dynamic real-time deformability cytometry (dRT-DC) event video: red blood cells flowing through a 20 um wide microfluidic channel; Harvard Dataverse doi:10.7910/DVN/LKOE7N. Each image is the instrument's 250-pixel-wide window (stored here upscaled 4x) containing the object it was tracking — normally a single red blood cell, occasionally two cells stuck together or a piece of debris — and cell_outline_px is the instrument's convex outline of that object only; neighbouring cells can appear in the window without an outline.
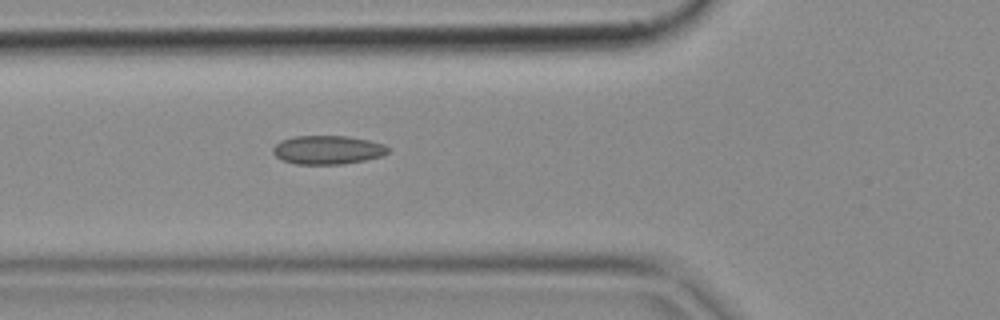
{"species": "common noctule bat (a hibernating species)", "species_latin": "Nyctalus noctula", "temperature_condition": "cold", "stored_images_in_passage": 6, "camera_frame_rate_fps": 3000, "um_per_image_px": 0.085, "animal": {"sex": "female", "body_mass_g": 18.4}, "frame": {"image": 1, "passage_image": 6, "time_ms": 1.667, "image_size_px": [1000, 320], "cell_outline_px": [[388, 152], [380, 156], [364, 160], [340, 164], [296, 164], [284, 160], [276, 156], [272, 152], [272, 148], [280, 140], [292, 136], [348, 136], [368, 140], [384, 144], [388, 148]], "centroid_in_image_um": [27.81, 12.73], "position_along_channel_um": 98.0, "area_um2": 19.13}}